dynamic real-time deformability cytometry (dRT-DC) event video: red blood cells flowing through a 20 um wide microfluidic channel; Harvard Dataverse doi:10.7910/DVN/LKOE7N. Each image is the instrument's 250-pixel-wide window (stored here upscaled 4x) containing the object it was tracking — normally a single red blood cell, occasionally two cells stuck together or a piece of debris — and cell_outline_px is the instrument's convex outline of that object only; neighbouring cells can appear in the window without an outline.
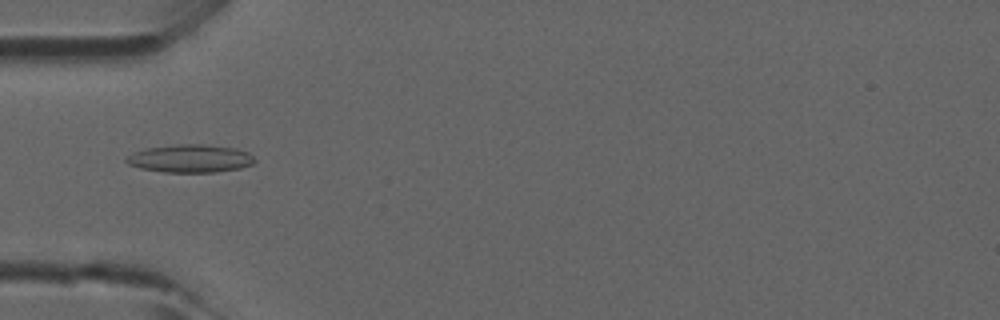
{"species": "common noctule bat (a hibernating species)", "species_latin": "Nyctalus noctula", "temperature_condition": "room temperature", "stored_images_in_passage": 5, "camera_frame_rate_fps": 3000, "um_per_image_px": 0.085, "animal": {"sex": "male", "forearm_length_mm": 52.5}, "frame": {"image": 1, "passage_image": 5, "time_ms": 1.333, "image_size_px": [1000, 320], "cell_outline_px": [[256, 160], [252, 164], [240, 168], [216, 172], [164, 172], [140, 168], [128, 164], [124, 160], [132, 152], [144, 148], [180, 144], [204, 144], [236, 148], [248, 152]], "centroid_in_image_um": [16.16, 13.47], "position_along_channel_um": 68.8, "area_um2": 20.98}}